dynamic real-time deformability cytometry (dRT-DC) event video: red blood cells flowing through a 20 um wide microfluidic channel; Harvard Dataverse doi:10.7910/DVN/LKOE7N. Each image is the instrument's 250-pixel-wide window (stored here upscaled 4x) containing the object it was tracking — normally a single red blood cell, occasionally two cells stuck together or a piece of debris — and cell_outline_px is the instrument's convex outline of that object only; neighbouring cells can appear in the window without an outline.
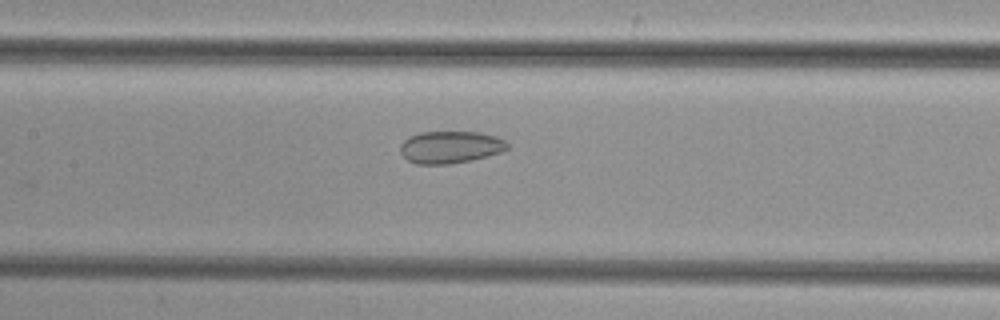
{"species": "common noctule bat (a hibernating species)", "species_latin": "Nyctalus noctula", "temperature_condition": "cold", "stored_images_in_passage": 24, "camera_frame_rate_fps": 3000, "um_per_image_px": 0.085, "animal": {"sex": "female", "body_mass_g": 29.2, "forearm_length_mm": 56.3}, "frame": {"image": 1, "passage_image": 10, "time_ms": 3.0, "image_size_px": [1000, 320], "cell_outline_px": [[508, 148], [500, 152], [472, 160], [448, 164], [416, 164], [408, 160], [400, 152], [400, 144], [404, 140], [420, 132], [480, 132], [496, 136], [504, 140], [508, 144]], "centroid_in_image_um": [38.27, 12.5], "position_along_channel_um": 169.1, "area_um2": 20.0}}
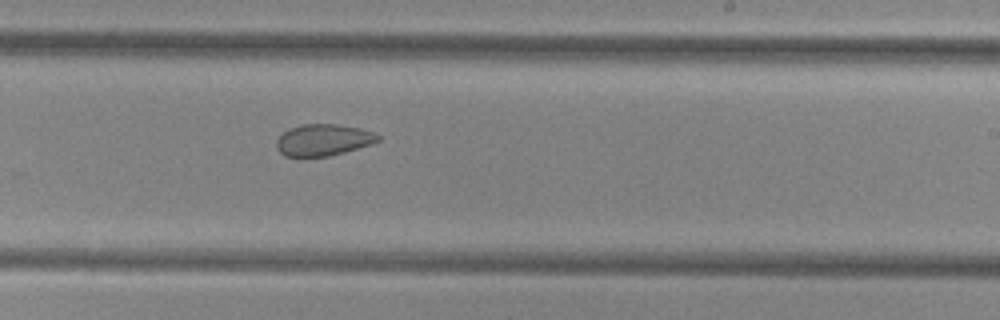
{"frame": {"image": 2, "passage_image": 17, "time_ms": 5.333, "image_size_px": [1000, 320], "cell_outline_px": [[380, 140], [372, 144], [344, 152], [328, 156], [284, 156], [276, 148], [276, 140], [288, 128], [300, 124], [336, 124], [360, 128], [376, 132], [380, 136]], "centroid_in_image_um": [27.49, 11.88], "position_along_channel_um": 261.5, "area_um2": 18.79}}
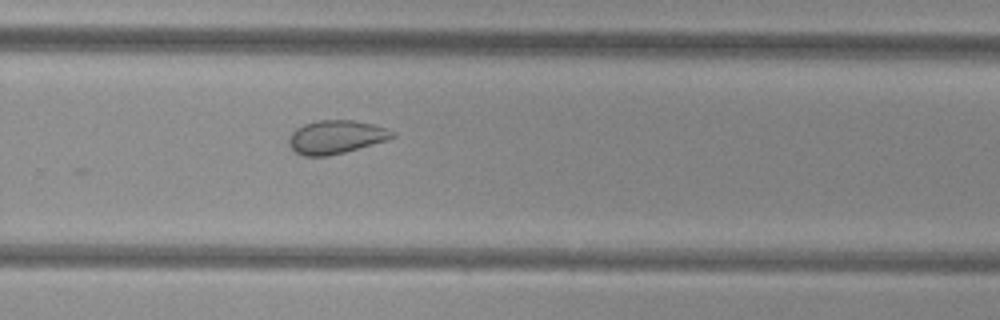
{"frame": {"image": 3, "passage_image": 20, "time_ms": 6.333, "image_size_px": [1000, 320], "cell_outline_px": [[396, 136], [388, 140], [344, 152], [328, 156], [304, 156], [296, 152], [288, 144], [288, 140], [292, 132], [296, 128], [304, 124], [316, 120], [352, 120], [372, 124], [388, 128], [396, 132]], "centroid_in_image_um": [28.58, 11.64], "position_along_channel_um": 301.2, "area_um2": 20.23}}